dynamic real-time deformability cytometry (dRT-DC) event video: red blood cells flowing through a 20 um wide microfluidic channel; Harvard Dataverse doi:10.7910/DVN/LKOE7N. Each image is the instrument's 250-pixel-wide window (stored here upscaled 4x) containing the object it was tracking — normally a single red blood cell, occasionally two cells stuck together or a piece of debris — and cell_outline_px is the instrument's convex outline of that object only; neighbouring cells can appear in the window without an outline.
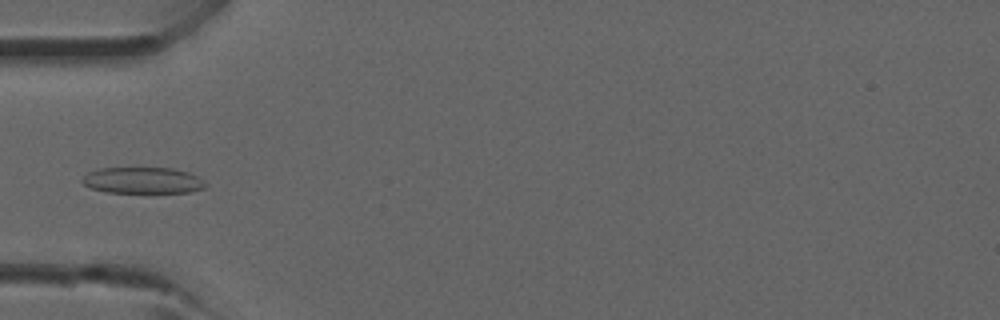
{"species": "common noctule bat (a hibernating species)", "species_latin": "Nyctalus noctula", "temperature_condition": "room temperature", "stored_images_in_passage": 3, "camera_frame_rate_fps": 3000, "um_per_image_px": 0.085, "animal": {"sex": "male", "forearm_length_mm": 52.5}, "frame": {"image": 1, "passage_image": 3, "time_ms": 3.333, "image_size_px": [1000, 320], "cell_outline_px": [[208, 184], [204, 188], [192, 192], [104, 192], [92, 188], [84, 184], [80, 180], [88, 172], [100, 168], [172, 168], [188, 172], [196, 176]], "centroid_in_image_um": [12.13, 15.33], "position_along_channel_um": 72.9, "area_um2": 18.79}}